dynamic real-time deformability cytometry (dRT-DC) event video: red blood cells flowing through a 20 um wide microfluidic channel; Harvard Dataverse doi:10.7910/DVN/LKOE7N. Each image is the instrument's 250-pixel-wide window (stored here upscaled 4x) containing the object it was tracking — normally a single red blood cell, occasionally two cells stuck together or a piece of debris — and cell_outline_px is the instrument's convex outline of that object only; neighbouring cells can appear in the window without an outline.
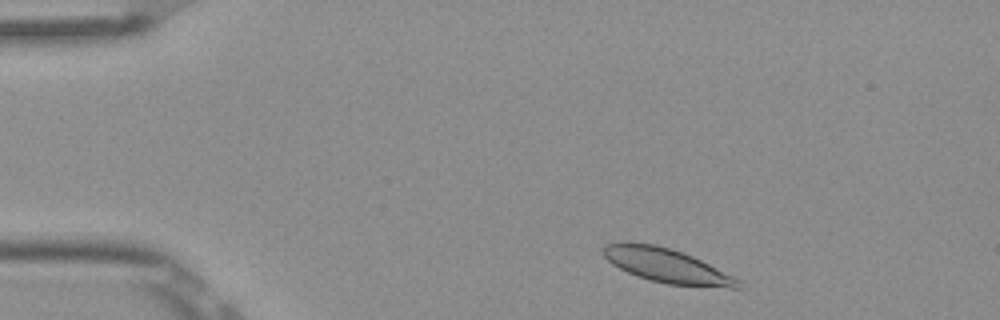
{"species": "Egyptian fruit bat (a non-hibernating species)", "species_latin": "Rousettus aegyptiacus", "temperature_condition": "room temperature", "stored_images_in_passage": 47, "camera_frame_rate_fps": 3000, "um_per_image_px": 0.085, "frame": {"image": 1, "passage_image": 3, "time_ms": 0.667, "image_size_px": [1000, 320], "cell_outline_px": [[744, 288], [728, 288], [668, 284], [648, 280], [636, 276], [612, 264], [600, 252], [604, 244], [624, 240], [628, 240], [656, 244], [692, 256], [740, 280]], "centroid_in_image_um": [56.59, 22.55], "position_along_channel_um": 28.4, "area_um2": 27.11}}
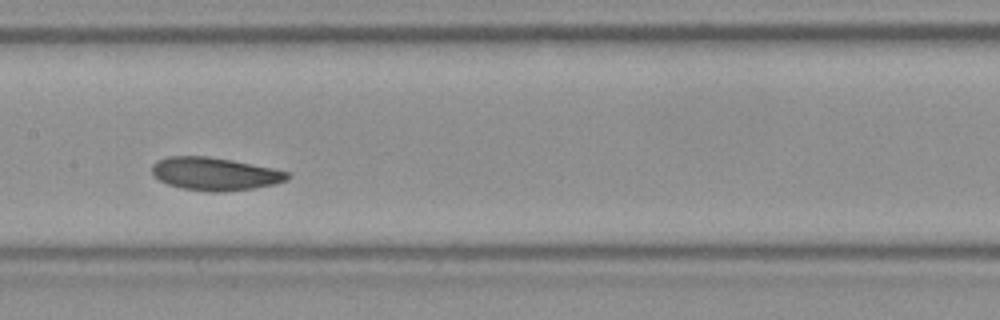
{"frame": {"image": 2, "passage_image": 21, "time_ms": 6.667, "image_size_px": [1000, 320], "cell_outline_px": [[292, 176], [276, 184], [252, 188], [220, 192], [208, 192], [180, 188], [168, 184], [160, 180], [152, 172], [152, 164], [156, 160], [168, 156], [208, 156], [232, 160], [292, 172]], "centroid_in_image_um": [18.27, 14.77], "position_along_channel_um": 189.1, "area_um2": 26.07}}
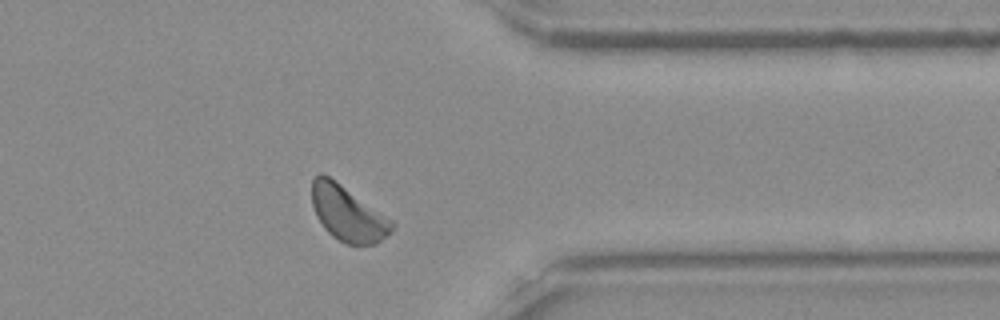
{"frame": {"image": 3, "passage_image": 37, "time_ms": 12.0, "image_size_px": [1000, 320], "cell_outline_px": [[396, 224], [392, 232], [376, 244], [348, 244], [332, 236], [324, 228], [316, 216], [312, 204], [312, 180], [320, 172], [328, 176], [340, 184], [392, 220]], "centroid_in_image_um": [29.56, 18.17], "position_along_channel_um": 381.8, "area_um2": 25.37}, "authors_computed_cell_mechanics": {"area_um2": 26.01, "velocity_mm_per_s": 3.7924, "shape_relaxation_time_tau1_ms": 4.9864, "shape_relaxation_time_tau2_ms": 3.0949, "deformation_change_tau1": 0.1002, "deformation_change_tau2": 0.0745}}